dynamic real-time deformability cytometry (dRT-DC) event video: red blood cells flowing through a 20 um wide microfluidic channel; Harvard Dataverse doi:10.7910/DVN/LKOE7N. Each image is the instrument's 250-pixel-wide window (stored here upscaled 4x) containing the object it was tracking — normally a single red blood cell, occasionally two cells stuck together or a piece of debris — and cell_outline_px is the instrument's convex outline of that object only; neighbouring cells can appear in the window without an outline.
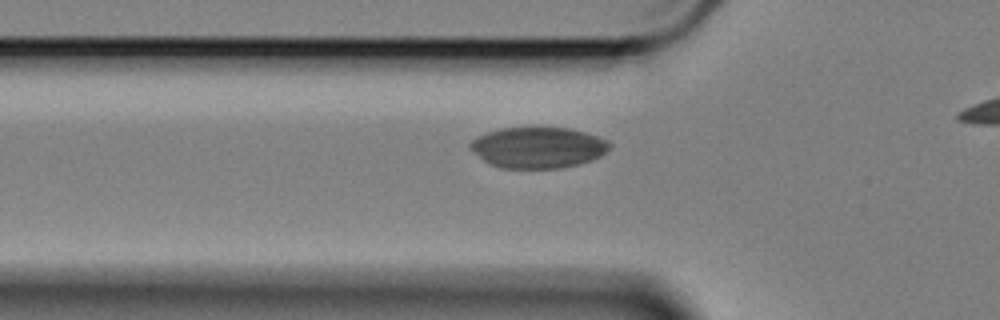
{"species": "Egyptian fruit bat (a non-hibernating species)", "species_latin": "Rousettus aegyptiacus", "temperature_condition": "cold", "stored_images_in_passage": 34, "camera_frame_rate_fps": 3000, "um_per_image_px": 0.085, "animal": {"sex": "female"}, "frame": {"image": 1, "passage_image": 5, "time_ms": 1.333, "image_size_px": [1000, 320], "cell_outline_px": [[612, 144], [600, 156], [592, 160], [580, 164], [560, 168], [500, 168], [488, 164], [468, 148], [468, 144], [476, 136], [500, 128], [532, 124], [568, 128], [584, 132], [608, 140]], "centroid_in_image_um": [45.68, 12.5], "position_along_channel_um": 80.1, "area_um2": 34.33}}
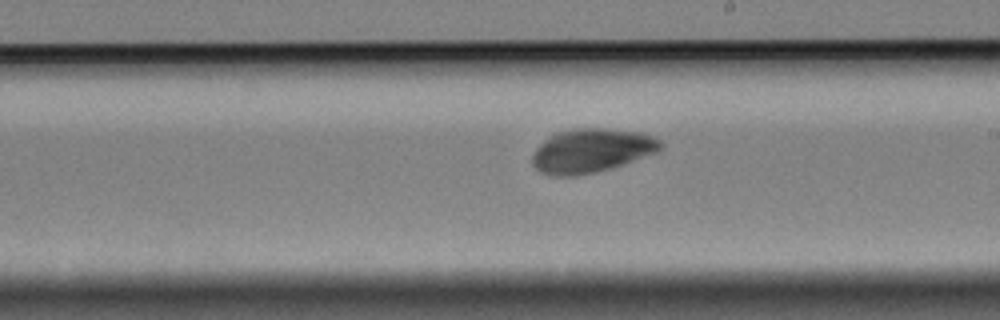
{"frame": {"image": 2, "passage_image": 19, "time_ms": 6.0, "image_size_px": [1000, 320], "cell_outline_px": [[664, 148], [660, 152], [612, 168], [596, 172], [576, 176], [552, 176], [540, 172], [532, 164], [532, 156], [536, 148], [548, 136], [556, 132], [572, 128], [608, 128], [644, 132], [660, 140], [664, 144]], "centroid_in_image_um": [50.32, 12.79], "position_along_channel_um": 238.7, "area_um2": 33.52}}
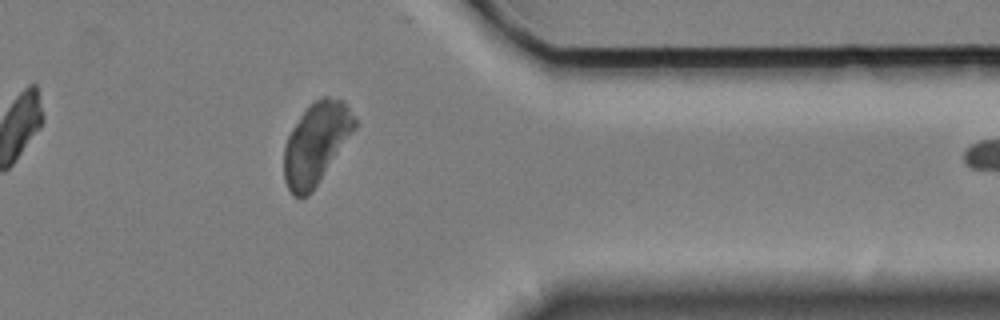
{"frame": {"image": 3, "passage_image": 33, "time_ms": 10.667, "image_size_px": [1000, 320], "cell_outline_px": [[356, 128], [312, 192], [308, 196], [292, 196], [284, 180], [284, 144], [292, 128], [308, 104], [324, 96], [328, 96], [340, 100], [348, 104], [356, 116]], "centroid_in_image_um": [26.87, 12.17], "position_along_channel_um": 384.5, "area_um2": 33.64}}